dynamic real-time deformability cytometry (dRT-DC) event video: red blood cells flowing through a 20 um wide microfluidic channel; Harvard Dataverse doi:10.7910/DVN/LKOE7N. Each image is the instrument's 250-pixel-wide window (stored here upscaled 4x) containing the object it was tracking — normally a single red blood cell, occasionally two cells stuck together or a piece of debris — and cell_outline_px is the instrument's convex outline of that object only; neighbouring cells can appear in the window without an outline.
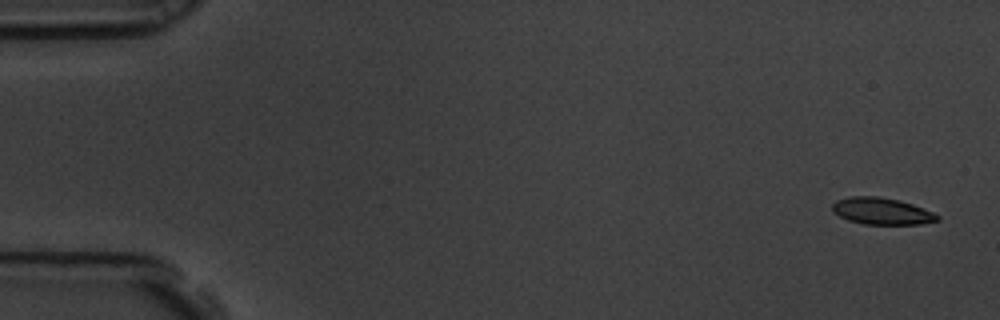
{"species": "common noctule bat (a hibernating species)", "species_latin": "Nyctalus noctula", "temperature_condition": "room temperature", "stored_images_in_passage": 9, "camera_frame_rate_fps": 3000, "um_per_image_px": 0.085, "animal": {"sex": "male", "body_mass_g": 19.5, "forearm_length_mm": 54.6}, "frame": {"image": 1, "passage_image": 1, "time_ms": 0.0, "image_size_px": [1000, 320], "cell_outline_px": [[940, 220], [920, 224], [864, 224], [848, 220], [832, 212], [832, 204], [836, 200], [848, 196], [880, 196], [900, 200], [912, 204], [932, 212], [940, 216]], "centroid_in_image_um": [74.92, 17.94], "position_along_channel_um": 10.1, "area_um2": 16.47}}
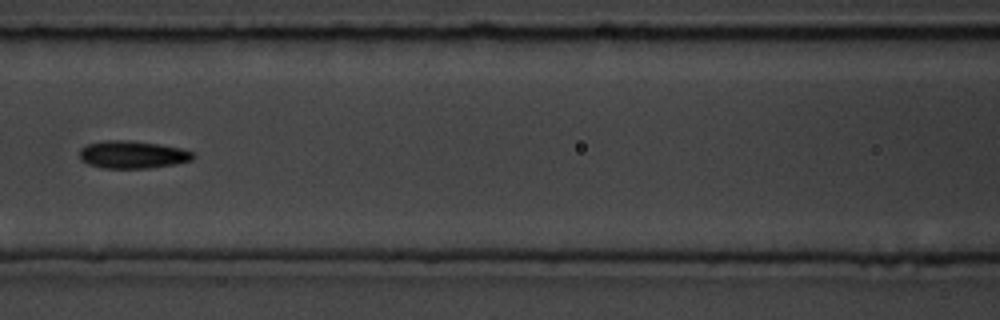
{"frame": {"image": 2, "passage_image": 8, "time_ms": 2.333, "image_size_px": [1000, 320], "cell_outline_px": [[196, 156], [192, 160], [176, 164], [148, 168], [104, 168], [88, 164], [80, 156], [80, 148], [88, 144], [104, 140], [132, 140], [160, 144], [180, 148], [192, 152]], "centroid_in_image_um": [11.29, 13.13], "position_along_channel_um": 155.3, "area_um2": 18.26}}